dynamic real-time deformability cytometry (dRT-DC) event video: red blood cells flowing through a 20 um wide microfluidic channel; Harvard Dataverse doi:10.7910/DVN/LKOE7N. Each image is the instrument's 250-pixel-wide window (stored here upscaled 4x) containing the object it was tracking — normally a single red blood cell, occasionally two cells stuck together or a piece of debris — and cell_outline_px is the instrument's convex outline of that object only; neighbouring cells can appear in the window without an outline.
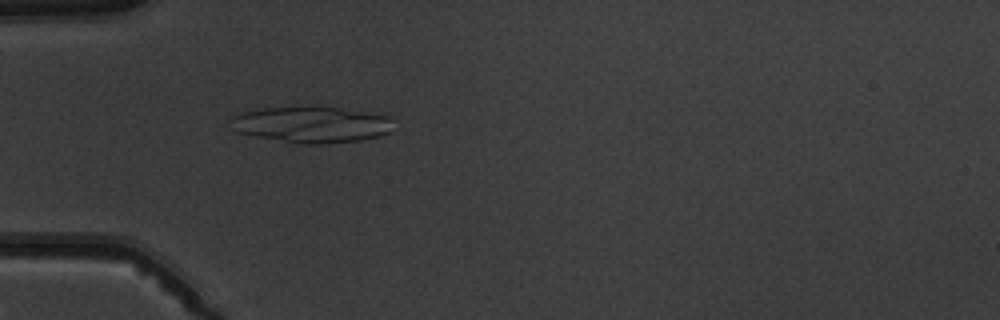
{"species": "common noctule bat (a hibernating species)", "species_latin": "Nyctalus noctula", "temperature_condition": "warm", "stored_images_in_passage": 4, "camera_frame_rate_fps": 3000, "um_per_image_px": 0.085, "animal": {"sex": "male", "body_mass_g": 19.5, "forearm_length_mm": 54.6}, "frame": {"image": 1, "passage_image": 4, "time_ms": 4.333, "image_size_px": [1000, 320], "cell_outline_px": [[392, 132], [380, 136], [360, 140], [328, 144], [304, 144], [256, 136], [236, 132], [228, 128], [228, 116], [240, 112], [264, 108], [340, 108], [388, 116], [392, 120]], "centroid_in_image_um": [26.41, 10.61], "position_along_channel_um": 58.6, "area_um2": 34.28}}